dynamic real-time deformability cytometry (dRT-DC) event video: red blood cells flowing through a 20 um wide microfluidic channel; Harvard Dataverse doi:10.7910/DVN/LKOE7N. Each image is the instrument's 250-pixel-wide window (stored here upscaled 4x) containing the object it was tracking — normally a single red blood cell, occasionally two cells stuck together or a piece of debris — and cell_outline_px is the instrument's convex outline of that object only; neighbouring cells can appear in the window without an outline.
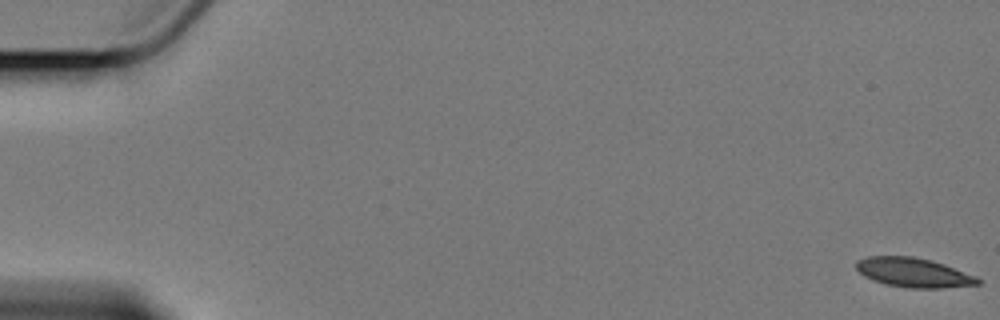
{"species": "Egyptian fruit bat (a non-hibernating species)", "species_latin": "Rousettus aegyptiacus", "temperature_condition": "cold", "stored_images_in_passage": 6, "camera_frame_rate_fps": 3000, "um_per_image_px": 0.085, "animal": {"sex": "female"}, "frame": {"image": 1, "passage_image": 1, "time_ms": 0.0, "image_size_px": [1000, 320], "cell_outline_px": [[980, 284], [940, 288], [912, 288], [884, 284], [864, 276], [856, 268], [856, 260], [868, 256], [912, 256], [932, 260], [944, 264], [976, 276], [980, 280]], "centroid_in_image_um": [77.64, 23.16], "position_along_channel_um": 7.4, "area_um2": 20.75}}
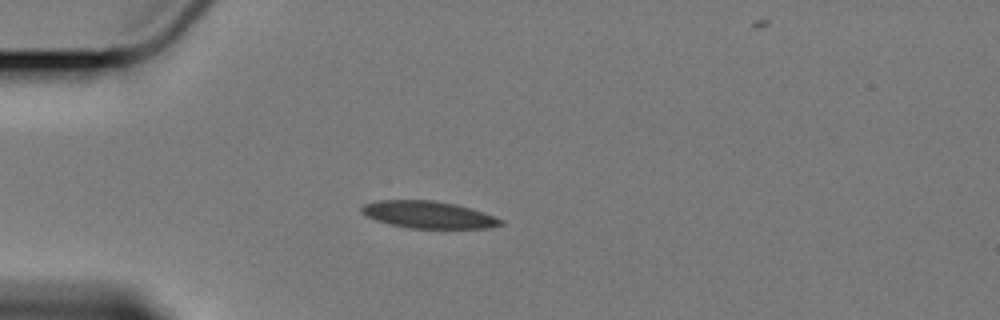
{"frame": {"image": 2, "passage_image": 5, "time_ms": 5.333, "image_size_px": [1000, 320], "cell_outline_px": [[504, 224], [488, 228], [412, 228], [392, 224], [376, 220], [360, 212], [360, 208], [364, 204], [380, 200], [432, 200], [456, 204], [472, 208], [484, 212], [504, 220]], "centroid_in_image_um": [36.45, 18.24], "position_along_channel_um": 48.5, "area_um2": 21.91}}